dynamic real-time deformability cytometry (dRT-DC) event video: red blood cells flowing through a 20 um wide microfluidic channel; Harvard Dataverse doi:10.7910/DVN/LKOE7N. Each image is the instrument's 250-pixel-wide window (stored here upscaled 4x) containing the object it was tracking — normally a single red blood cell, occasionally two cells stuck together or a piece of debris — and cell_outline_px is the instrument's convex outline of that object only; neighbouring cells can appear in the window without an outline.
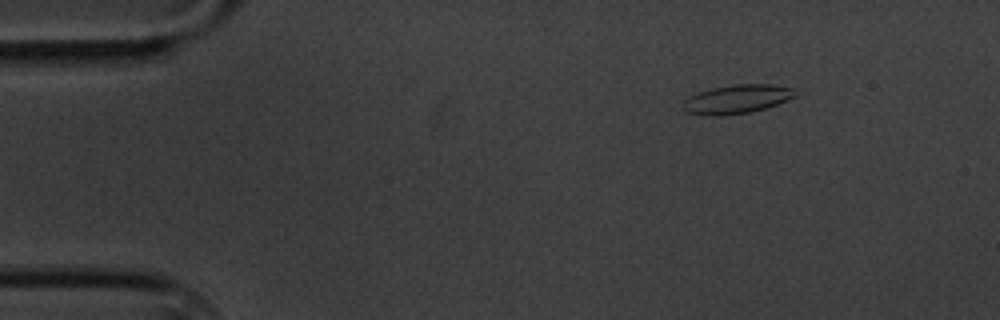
{"species": "common noctule bat (a hibernating species)", "species_latin": "Nyctalus noctula", "temperature_condition": "cold", "stored_images_in_passage": 6, "segment_of_instrument_passage": [2, 2], "camera_frame_rate_fps": 3000, "um_per_image_px": 0.085, "animal": {"sex": "male", "body_mass_g": 20.1, "forearm_length_mm": 53.5}, "frame": {"image": 1, "passage_image": 6, "time_ms": 6.667, "image_size_px": [1000, 320], "cell_outline_px": [[804, 92], [788, 100], [764, 108], [748, 112], [720, 116], [700, 116], [684, 112], [684, 100], [688, 96], [696, 92], [712, 88], [736, 84], [772, 84], [792, 88]], "centroid_in_image_um": [62.64, 8.42], "position_along_channel_um": 22.4, "area_um2": 19.19}}